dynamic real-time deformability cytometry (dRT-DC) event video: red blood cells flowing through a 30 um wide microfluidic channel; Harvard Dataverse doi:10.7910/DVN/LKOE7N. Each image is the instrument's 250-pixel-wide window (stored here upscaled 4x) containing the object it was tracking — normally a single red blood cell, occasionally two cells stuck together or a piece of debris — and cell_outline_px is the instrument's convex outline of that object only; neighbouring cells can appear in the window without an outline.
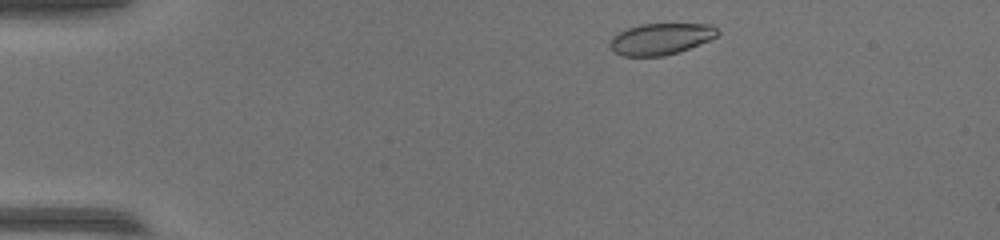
{"species": "common noctule bat (a hibernating species)", "species_latin": "Nyctalus noctula", "temperature_condition": "warm", "stored_images_in_passage": 31, "camera_frame_rate_fps": 3000, "um_per_image_px": 0.085, "animal": {"sex": "female", "body_mass_g": 17.0, "forearm_length_mm": 48.0}, "frame": {"image": 1, "passage_image": 2, "time_ms": 0.333, "image_size_px": [1000, 240], "cell_outline_px": [[720, 32], [716, 36], [708, 40], [688, 48], [664, 56], [624, 56], [616, 52], [608, 44], [612, 36], [628, 28], [640, 24], [712, 24]], "centroid_in_image_um": [56.15, 3.3], "position_along_channel_um": 28.9, "area_um2": 19.42}}
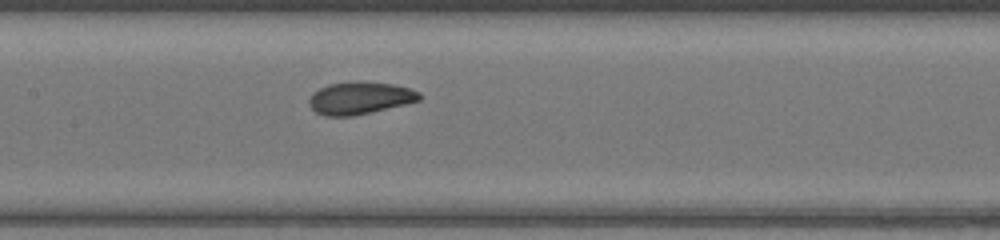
{"frame": {"image": 2, "passage_image": 19, "time_ms": 6.0, "image_size_px": [1000, 240], "cell_outline_px": [[420, 100], [372, 112], [352, 116], [324, 116], [316, 112], [308, 104], [308, 100], [312, 92], [328, 84], [356, 80], [392, 84], [408, 88], [420, 92]], "centroid_in_image_um": [30.54, 8.32], "position_along_channel_um": 176.9, "area_um2": 20.92}}
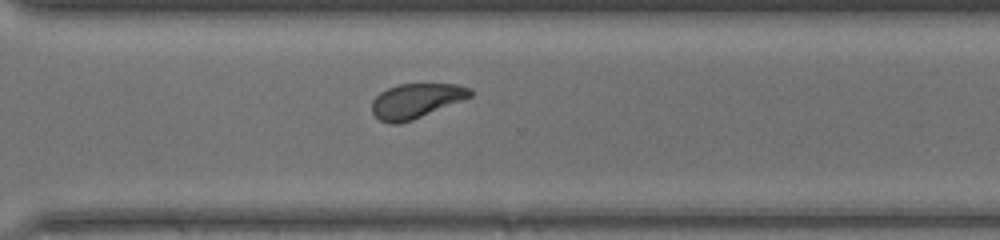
{"frame": {"image": 3, "passage_image": 31, "time_ms": 10.0, "image_size_px": [1000, 240], "cell_outline_px": [[472, 96], [464, 100], [412, 120], [400, 124], [388, 124], [380, 120], [372, 112], [372, 100], [380, 92], [388, 88], [400, 84], [456, 84], [472, 88]], "centroid_in_image_um": [35.37, 8.57], "position_along_channel_um": 335.2, "area_um2": 19.94}}